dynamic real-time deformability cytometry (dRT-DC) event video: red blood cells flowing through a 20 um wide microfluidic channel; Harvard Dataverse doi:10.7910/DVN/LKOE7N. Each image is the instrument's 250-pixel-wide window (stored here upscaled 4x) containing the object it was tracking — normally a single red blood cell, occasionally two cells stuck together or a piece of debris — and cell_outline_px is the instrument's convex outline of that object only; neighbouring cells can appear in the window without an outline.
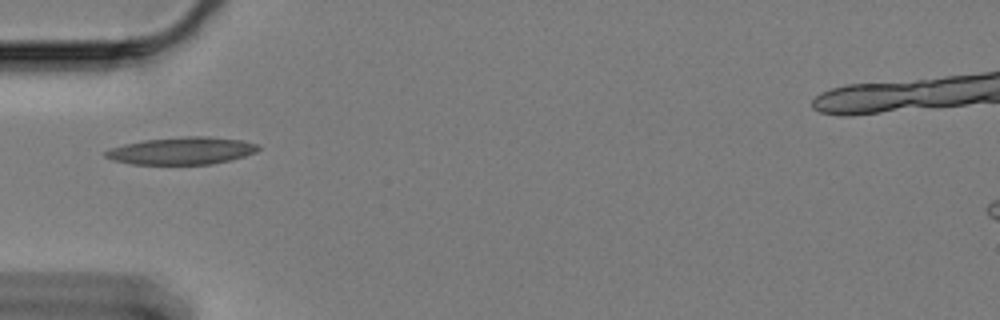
{"species": "Egyptian fruit bat (a non-hibernating species)", "species_latin": "Rousettus aegyptiacus", "temperature_condition": "cold", "stored_images_in_passage": 42, "camera_frame_rate_fps": 3000, "um_per_image_px": 0.085, "animal": {"sex": "female"}, "frame": {"image": 1, "passage_image": 1, "time_ms": 0.0, "image_size_px": [1000, 320], "cell_outline_px": [[260, 148], [256, 152], [232, 160], [212, 164], [132, 164], [112, 160], [104, 156], [104, 152], [112, 148], [124, 144], [144, 140], [184, 136], [208, 136], [244, 140], [260, 144]], "centroid_in_image_um": [15.5, 12.81], "position_along_channel_um": 69.5, "area_um2": 24.51}}
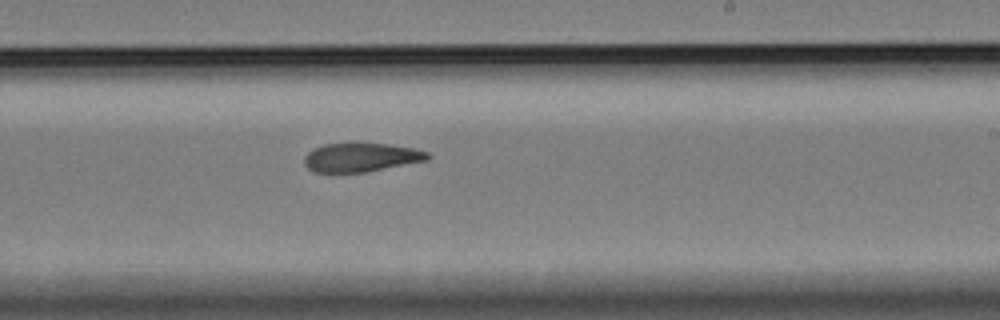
{"frame": {"image": 2, "passage_image": 18, "time_ms": 5.667, "image_size_px": [1000, 320], "cell_outline_px": [[432, 156], [428, 160], [364, 172], [312, 172], [304, 164], [304, 156], [312, 148], [324, 144], [388, 144], [412, 148], [428, 152]], "centroid_in_image_um": [30.67, 13.38], "position_along_channel_um": 258.3, "area_um2": 20.52}}
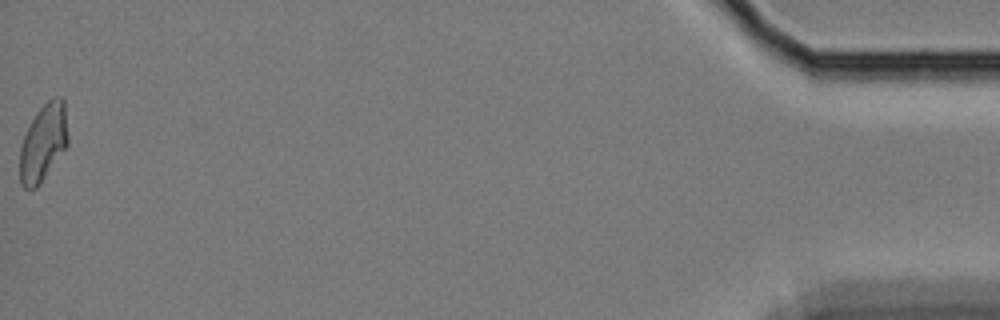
{"frame": {"image": 3, "passage_image": 42, "time_ms": 13.667, "image_size_px": [1000, 320], "cell_outline_px": [[68, 144], [36, 188], [24, 188], [20, 184], [20, 144], [36, 112], [48, 100], [56, 96], [64, 96], [68, 136]], "centroid_in_image_um": [3.69, 12.08], "position_along_channel_um": 431.5, "area_um2": 21.5}, "authors_computed_cell_mechanics": {"area_um2": 21.7039, "velocity_mm_per_s": 3.3175, "shape_relaxation_time_tau1_ms": null, "shape_relaxation_time_tau2_ms": 6.0499, "deformation_change_tau1": null, "deformation_change_tau2": 0.1315}}